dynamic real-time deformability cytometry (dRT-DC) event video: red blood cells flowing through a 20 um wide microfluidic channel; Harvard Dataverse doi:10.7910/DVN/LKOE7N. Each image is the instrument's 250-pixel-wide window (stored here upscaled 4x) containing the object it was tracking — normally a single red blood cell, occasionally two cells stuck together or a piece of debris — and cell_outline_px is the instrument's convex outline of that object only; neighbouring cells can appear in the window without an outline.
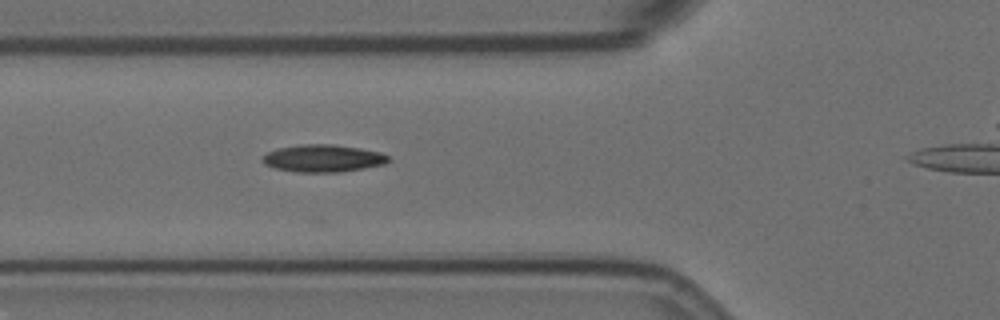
{"species": "Egyptian fruit bat (a non-hibernating species)", "species_latin": "Rousettus aegyptiacus", "temperature_condition": "room temperature", "stored_images_in_passage": 32, "camera_frame_rate_fps": 3000, "um_per_image_px": 0.085, "animal": {"sex": "female"}, "frame": {"image": 1, "passage_image": 3, "time_ms": 0.667, "image_size_px": [1000, 320], "cell_outline_px": [[392, 160], [384, 164], [364, 168], [340, 172], [296, 172], [276, 168], [264, 164], [264, 156], [268, 152], [280, 148], [300, 144], [332, 144], [360, 148], [380, 152], [388, 156]], "centroid_in_image_um": [27.51, 13.46], "position_along_channel_um": 98.3, "area_um2": 19.94}}
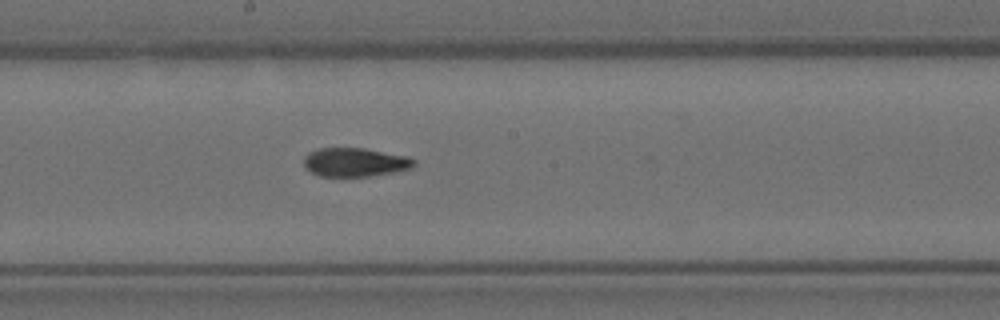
{"frame": {"image": 2, "passage_image": 13, "time_ms": 4.0, "image_size_px": [1000, 320], "cell_outline_px": [[416, 164], [412, 168], [392, 172], [368, 176], [320, 176], [312, 172], [304, 164], [304, 156], [308, 152], [320, 148], [364, 148], [408, 156], [416, 160]], "centroid_in_image_um": [30.2, 13.78], "position_along_channel_um": 218.0, "area_um2": 18.38}}
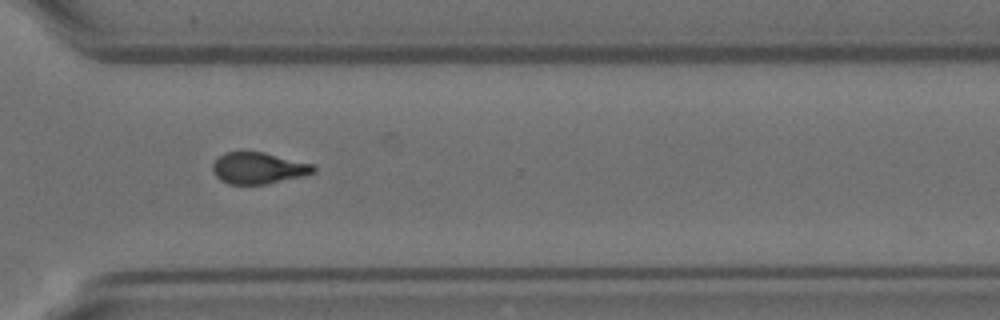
{"frame": {"image": 3, "passage_image": 24, "time_ms": 7.667, "image_size_px": [1000, 320], "cell_outline_px": [[316, 168], [312, 172], [300, 176], [264, 184], [228, 184], [220, 180], [212, 172], [212, 164], [224, 152], [264, 152], [316, 164]], "centroid_in_image_um": [21.94, 14.28], "position_along_channel_um": 348.7, "area_um2": 18.38}}